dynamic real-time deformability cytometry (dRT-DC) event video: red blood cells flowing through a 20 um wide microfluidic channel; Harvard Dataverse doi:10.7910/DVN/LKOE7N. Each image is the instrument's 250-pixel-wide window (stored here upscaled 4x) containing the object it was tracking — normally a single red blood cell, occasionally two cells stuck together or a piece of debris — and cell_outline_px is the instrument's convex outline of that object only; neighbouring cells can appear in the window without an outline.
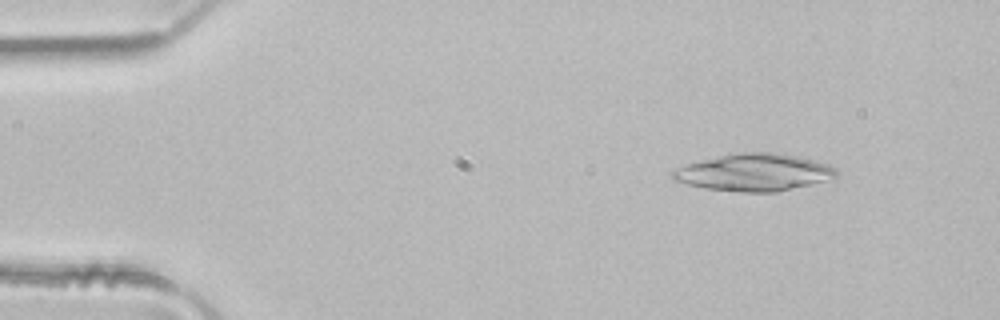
{"species": "common noctule bat (a hibernating species)", "species_latin": "Nyctalus noctula", "temperature_condition": "room temperature", "stored_images_in_passage": 3, "camera_frame_rate_fps": 3000, "um_per_image_px": 0.085, "animal": {"sex": "male", "body_mass_g": 21.5, "forearm_length_mm": 52.0}, "frame": {"image": 1, "passage_image": 1, "time_ms": 0.0, "image_size_px": [1000, 320], "cell_outline_px": [[840, 172], [836, 180], [776, 192], [740, 192], [704, 188], [672, 180], [672, 172], [676, 168], [684, 164], [700, 160], [740, 152], [772, 152], [796, 156], [828, 164], [836, 168]], "centroid_in_image_um": [64.17, 14.67], "position_along_channel_um": 20.8, "area_um2": 35.95}}